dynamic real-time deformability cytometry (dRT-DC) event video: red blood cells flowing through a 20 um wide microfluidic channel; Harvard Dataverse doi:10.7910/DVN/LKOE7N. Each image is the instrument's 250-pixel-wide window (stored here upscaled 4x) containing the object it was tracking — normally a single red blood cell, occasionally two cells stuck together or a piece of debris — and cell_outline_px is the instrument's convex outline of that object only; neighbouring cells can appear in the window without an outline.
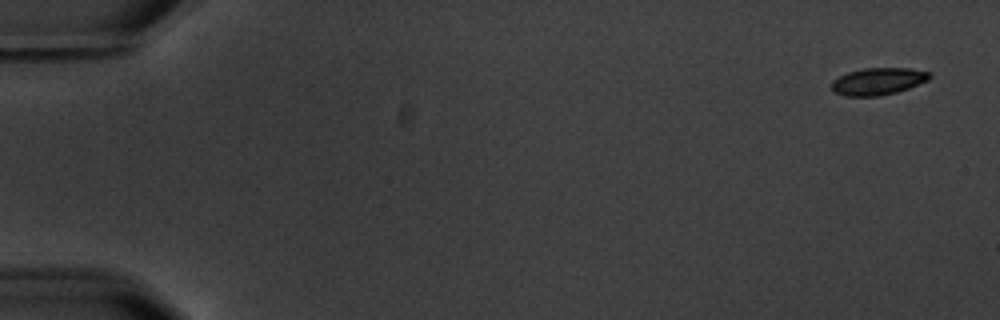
{"species": "common noctule bat (a hibernating species)", "species_latin": "Nyctalus noctula", "temperature_condition": "warm", "stored_images_in_passage": 5, "camera_frame_rate_fps": 3000, "um_per_image_px": 0.085, "animal": {"sex": "male", "body_mass_g": 20.1, "forearm_length_mm": 53.5}, "frame": {"image": 1, "passage_image": 1, "time_ms": 0.0, "image_size_px": [1000, 320], "cell_outline_px": [[932, 76], [928, 80], [908, 88], [896, 92], [880, 96], [844, 96], [836, 92], [832, 88], [832, 80], [848, 72], [864, 68], [908, 68], [932, 72]], "centroid_in_image_um": [74.66, 6.91], "position_along_channel_um": 10.3, "area_um2": 15.43}}
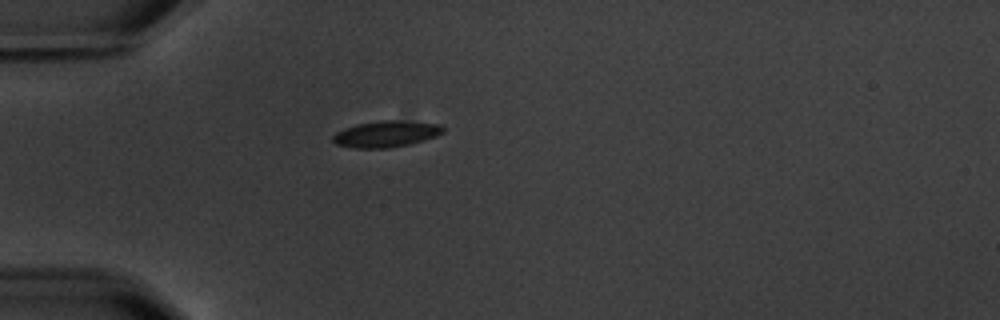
{"frame": {"image": 2, "passage_image": 4, "time_ms": 5.0, "image_size_px": [1000, 320], "cell_outline_px": [[444, 132], [436, 136], [424, 140], [408, 144], [388, 148], [356, 148], [336, 144], [332, 140], [332, 136], [336, 132], [356, 124], [380, 120], [396, 120], [440, 124], [444, 128]], "centroid_in_image_um": [32.81, 11.38], "position_along_channel_um": 52.2, "area_um2": 16.82}}